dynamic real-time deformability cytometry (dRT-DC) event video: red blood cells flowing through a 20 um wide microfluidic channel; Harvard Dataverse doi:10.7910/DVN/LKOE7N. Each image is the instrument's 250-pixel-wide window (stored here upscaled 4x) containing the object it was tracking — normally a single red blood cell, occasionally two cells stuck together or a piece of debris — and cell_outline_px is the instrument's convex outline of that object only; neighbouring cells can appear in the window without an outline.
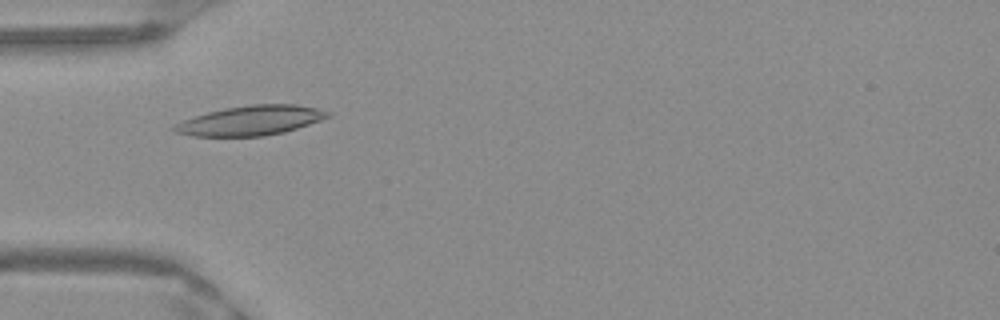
{"species": "Egyptian fruit bat (a non-hibernating species)", "species_latin": "Rousettus aegyptiacus", "temperature_condition": "warm", "stored_images_in_passage": 49, "camera_frame_rate_fps": 3000, "um_per_image_px": 0.085, "frame": {"image": 1, "passage_image": 14, "time_ms": 4.333, "image_size_px": [1000, 320], "cell_outline_px": [[332, 116], [284, 132], [264, 136], [192, 136], [176, 132], [168, 128], [184, 120], [208, 112], [224, 108], [252, 104], [296, 104], [316, 108], [332, 112]], "centroid_in_image_um": [21.32, 10.24], "position_along_channel_um": 63.7, "area_um2": 26.41}}
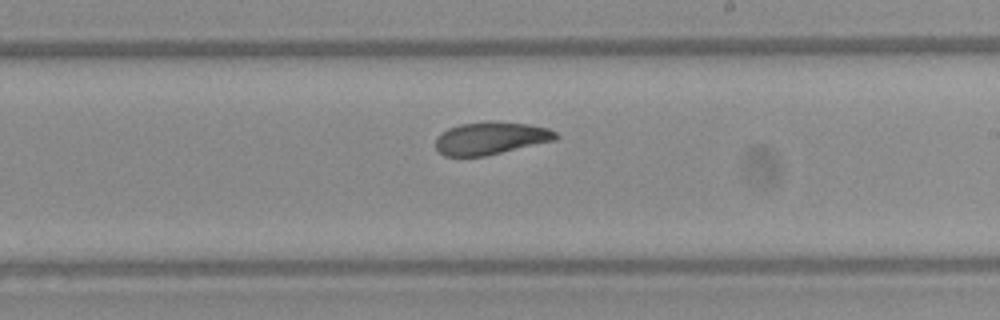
{"frame": {"image": 2, "passage_image": 28, "time_ms": 9.0, "image_size_px": [1000, 320], "cell_outline_px": [[560, 136], [556, 140], [484, 156], [444, 156], [436, 148], [436, 136], [440, 132], [448, 128], [460, 124], [528, 124], [548, 128], [556, 132]], "centroid_in_image_um": [41.7, 11.79], "position_along_channel_um": 247.3, "area_um2": 22.02}}
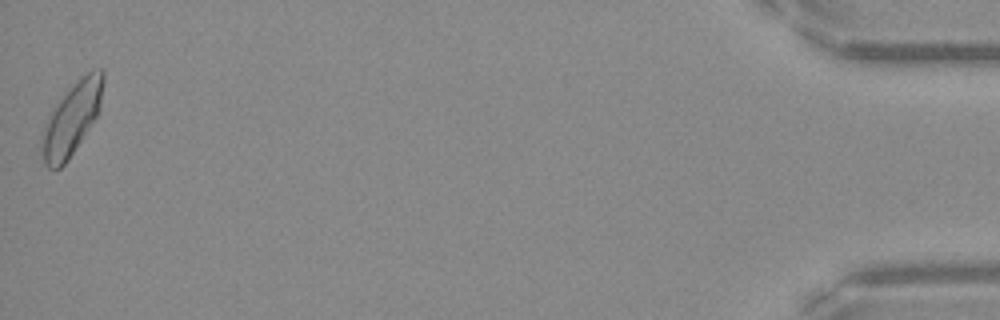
{"frame": {"image": 3, "passage_image": 49, "time_ms": 16.0, "image_size_px": [1000, 320], "cell_outline_px": [[104, 84], [100, 104], [96, 116], [68, 160], [60, 168], [48, 168], [44, 164], [40, 152], [40, 140], [44, 124], [48, 116], [68, 88], [76, 80], [92, 68], [104, 68]], "centroid_in_image_um": [6.08, 10.07], "position_along_channel_um": 429.1, "area_um2": 25.89}, "authors_computed_cell_mechanics": {"area_um2": 23.8714, "velocity_mm_per_s": 3.9465, "shape_relaxation_time_tau1_ms": 8.4459, "shape_relaxation_time_tau2_ms": 3.6132, "deformation_change_tau1": 0.209, "deformation_change_tau2": 0.1007}}